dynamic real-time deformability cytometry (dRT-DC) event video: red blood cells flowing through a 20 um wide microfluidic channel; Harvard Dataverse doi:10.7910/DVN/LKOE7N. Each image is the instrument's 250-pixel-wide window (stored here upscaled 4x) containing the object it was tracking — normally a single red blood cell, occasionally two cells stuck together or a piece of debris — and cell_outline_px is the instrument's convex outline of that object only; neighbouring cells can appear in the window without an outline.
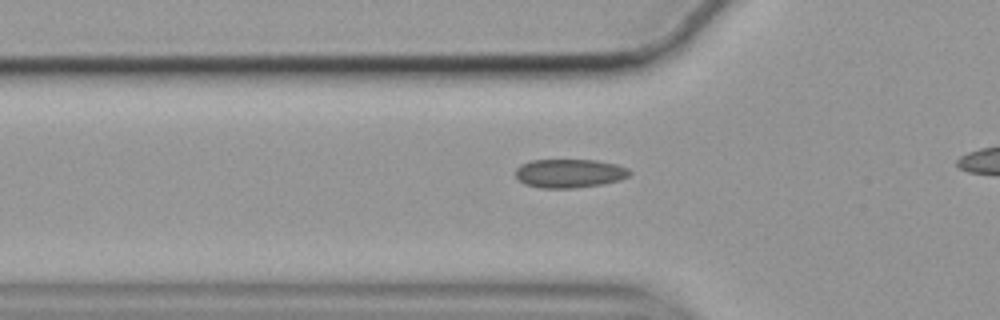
{"species": "common noctule bat (a hibernating species)", "species_latin": "Nyctalus noctula", "temperature_condition": "cold", "stored_images_in_passage": 33, "camera_frame_rate_fps": 3000, "um_per_image_px": 0.085, "animal": {"sex": "female", "body_mass_g": 19.9}, "frame": {"image": 1, "passage_image": 5, "time_ms": 1.333, "image_size_px": [1000, 320], "cell_outline_px": [[632, 172], [628, 176], [620, 180], [600, 184], [572, 188], [540, 188], [524, 184], [516, 176], [516, 168], [520, 164], [532, 160], [596, 160], [616, 164], [628, 168]], "centroid_in_image_um": [48.4, 14.73], "position_along_channel_um": 77.4, "area_um2": 19.07}}
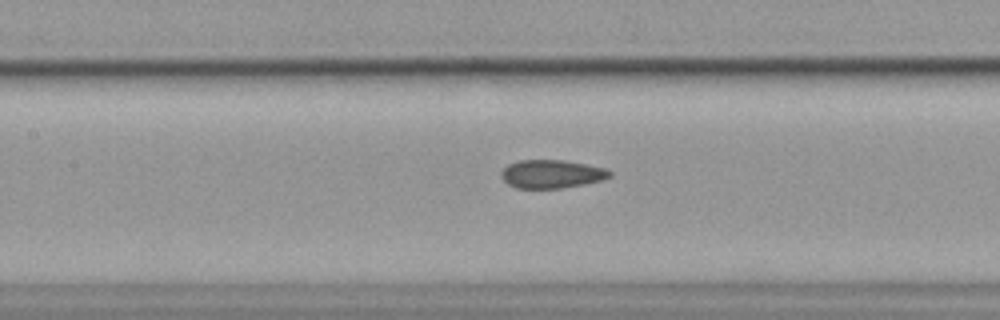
{"frame": {"image": 2, "passage_image": 12, "time_ms": 3.667, "image_size_px": [1000, 320], "cell_outline_px": [[612, 176], [600, 180], [584, 184], [560, 188], [516, 188], [508, 184], [500, 176], [500, 172], [508, 164], [520, 160], [564, 160], [604, 168], [612, 172]], "centroid_in_image_um": [46.85, 14.79], "position_along_channel_um": 160.5, "area_um2": 17.8}}
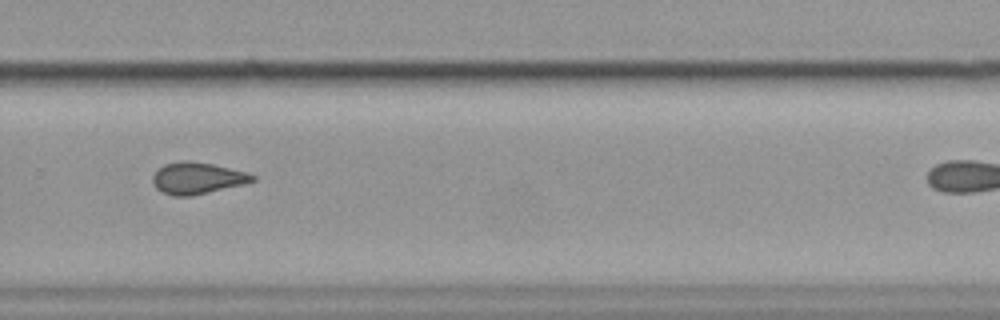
{"frame": {"image": 3, "passage_image": 25, "time_ms": 8.0, "image_size_px": [1000, 320], "cell_outline_px": [[256, 180], [244, 184], [192, 196], [172, 196], [156, 188], [152, 180], [152, 176], [164, 164], [184, 160], [188, 160], [212, 164], [248, 172], [256, 176]], "centroid_in_image_um": [16.79, 15.14], "position_along_channel_um": 313.0, "area_um2": 18.38}}